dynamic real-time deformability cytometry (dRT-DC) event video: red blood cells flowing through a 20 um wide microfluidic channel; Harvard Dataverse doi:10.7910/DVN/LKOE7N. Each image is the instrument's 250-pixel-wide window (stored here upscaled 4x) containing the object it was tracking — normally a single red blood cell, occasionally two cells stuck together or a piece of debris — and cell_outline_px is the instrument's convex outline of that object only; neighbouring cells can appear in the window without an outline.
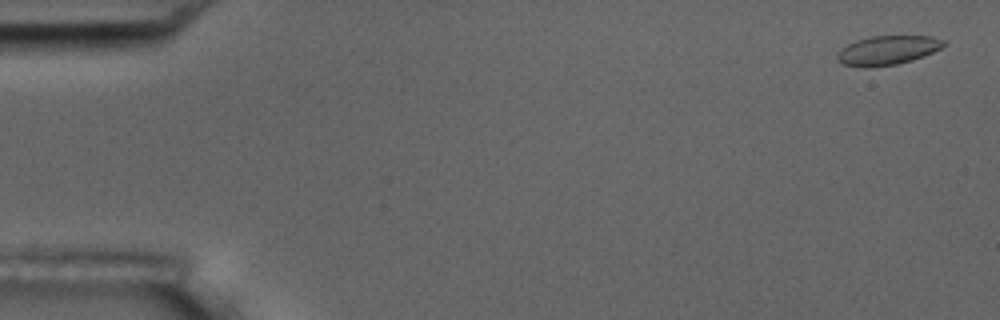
{"species": "common noctule bat (a hibernating species)", "species_latin": "Nyctalus noctula", "temperature_condition": "room temperature", "stored_images_in_passage": 4, "camera_frame_rate_fps": 3000, "um_per_image_px": 0.085, "animal": {"sex": "male", "body_mass_g": 17.5, "forearm_length_mm": 52.3}, "frame": {"image": 1, "passage_image": 1, "time_ms": 0.0, "image_size_px": [1000, 320], "cell_outline_px": [[944, 44], [940, 48], [924, 56], [912, 60], [896, 64], [868, 68], [864, 68], [844, 64], [836, 60], [836, 52], [848, 44], [856, 40], [868, 36], [932, 36], [944, 40]], "centroid_in_image_um": [75.39, 4.27], "position_along_channel_um": 9.6, "area_um2": 18.15}}
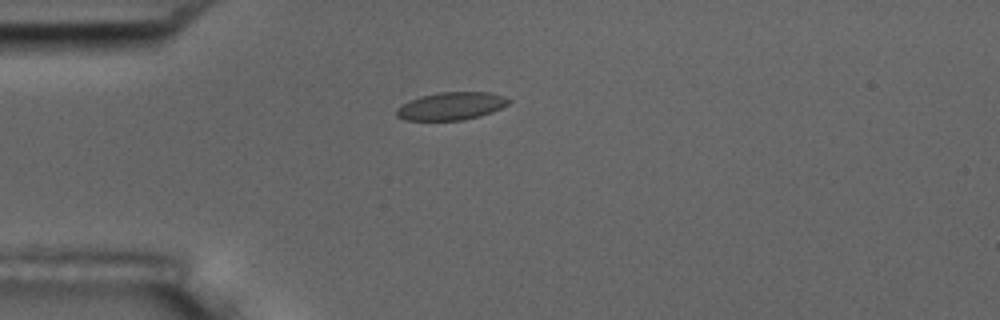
{"frame": {"image": 2, "passage_image": 4, "time_ms": 4.333, "image_size_px": [1000, 320], "cell_outline_px": [[512, 100], [508, 104], [492, 112], [480, 116], [464, 120], [404, 120], [396, 116], [396, 108], [420, 96], [440, 92], [488, 92], [504, 96]], "centroid_in_image_um": [38.37, 9.02], "position_along_channel_um": 46.6, "area_um2": 18.09}}